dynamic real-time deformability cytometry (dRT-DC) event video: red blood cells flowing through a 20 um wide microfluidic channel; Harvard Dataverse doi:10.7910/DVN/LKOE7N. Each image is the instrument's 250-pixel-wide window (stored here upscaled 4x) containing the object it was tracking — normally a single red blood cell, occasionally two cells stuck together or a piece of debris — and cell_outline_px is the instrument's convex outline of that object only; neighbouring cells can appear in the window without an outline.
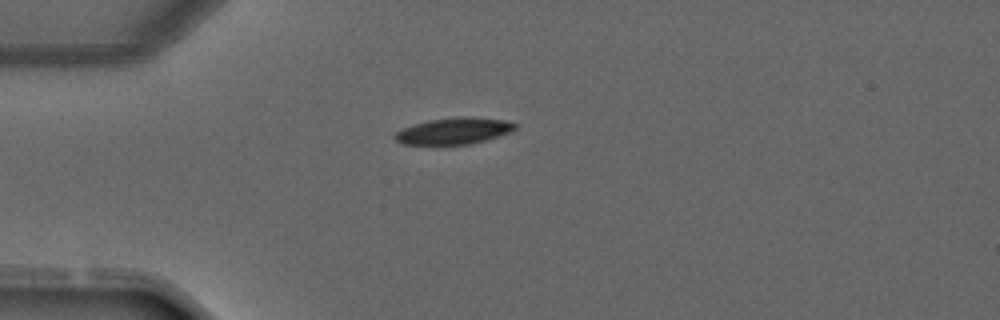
{"species": "common noctule bat (a hibernating species)", "species_latin": "Nyctalus noctula", "temperature_condition": "warm", "stored_images_in_passage": 5, "camera_frame_rate_fps": 3000, "um_per_image_px": 0.085, "animal": {"sex": "male", "forearm_length_mm": 52.5}, "frame": {"image": 1, "passage_image": 1, "time_ms": 0.0, "image_size_px": [1000, 320], "cell_outline_px": [[516, 128], [508, 132], [484, 140], [468, 144], [404, 144], [396, 140], [392, 136], [396, 132], [404, 128], [428, 120], [504, 120], [516, 124]], "centroid_in_image_um": [38.48, 11.19], "position_along_channel_um": 46.5, "area_um2": 16.94}}
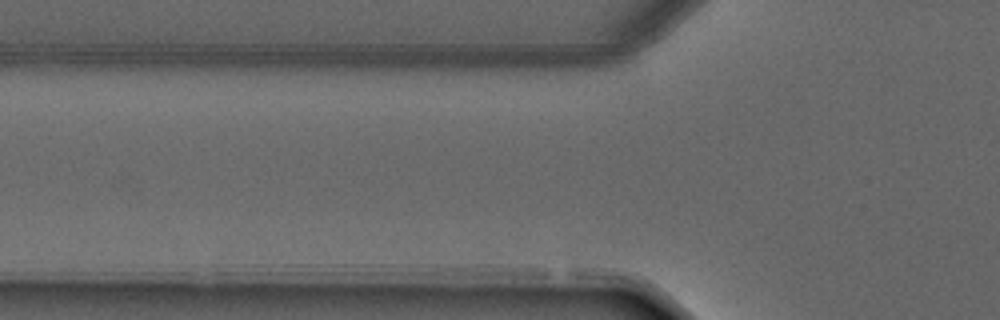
{"frame": {"image": 2, "passage_image": 4, "time_ms": 3.667, "image_size_px": [1000, 320], "cell_outline_px": [[496, 208], [420, 208], [408, 196], [408, 184], [420, 180], [460, 180], [468, 184], [496, 204]], "centroid_in_image_um": [38.01, 16.58], "position_along_channel_um": 87.8, "area_um2": 14.16}}